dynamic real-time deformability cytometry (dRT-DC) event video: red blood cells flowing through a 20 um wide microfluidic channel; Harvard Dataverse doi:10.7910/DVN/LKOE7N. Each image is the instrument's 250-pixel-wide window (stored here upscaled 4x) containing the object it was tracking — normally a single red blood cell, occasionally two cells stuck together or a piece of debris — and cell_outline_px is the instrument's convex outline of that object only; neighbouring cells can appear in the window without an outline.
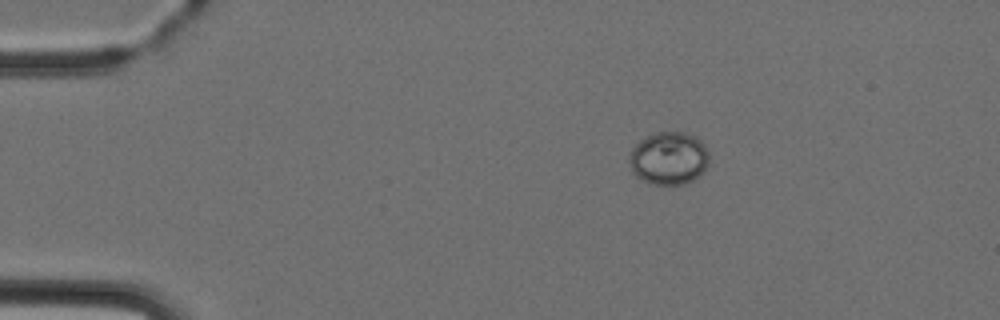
{"species": "Egyptian fruit bat (a non-hibernating species)", "species_latin": "Rousettus aegyptiacus", "temperature_condition": "cold", "stored_images_in_passage": 3, "camera_frame_rate_fps": 3000, "um_per_image_px": 0.085, "animal": {"sex": "female"}, "frame": {"image": 1, "passage_image": 1, "time_ms": 0.0, "image_size_px": [1000, 320], "cell_outline_px": [[708, 164], [704, 172], [700, 176], [684, 184], [648, 184], [636, 176], [632, 172], [628, 160], [628, 156], [632, 148], [640, 140], [656, 132], [684, 132], [700, 140], [704, 144], [708, 152]], "centroid_in_image_um": [56.83, 13.47], "position_along_channel_um": 28.2, "area_um2": 24.74}}
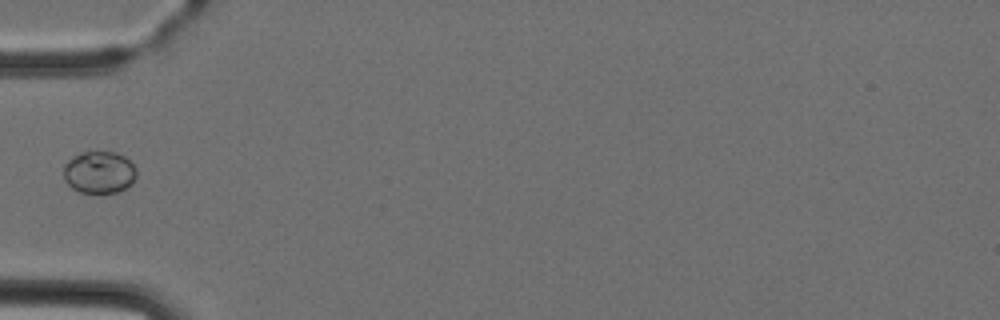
{"frame": {"image": 2, "passage_image": 3, "time_ms": 2.667, "image_size_px": [1000, 320], "cell_outline_px": [[136, 176], [132, 184], [116, 192], [80, 192], [72, 188], [64, 180], [64, 164], [68, 160], [80, 152], [116, 152], [124, 156], [136, 168]], "centroid_in_image_um": [8.42, 14.63], "position_along_channel_um": 76.6, "area_um2": 17.8}}